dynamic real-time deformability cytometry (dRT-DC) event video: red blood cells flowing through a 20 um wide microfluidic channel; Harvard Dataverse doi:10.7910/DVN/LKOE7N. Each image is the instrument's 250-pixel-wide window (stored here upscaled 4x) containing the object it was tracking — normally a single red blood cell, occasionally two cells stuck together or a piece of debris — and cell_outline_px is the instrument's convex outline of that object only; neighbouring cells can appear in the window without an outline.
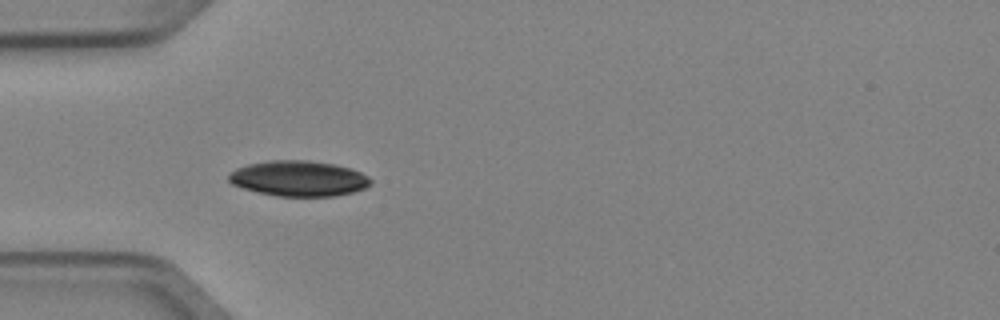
{"species": "Egyptian fruit bat (a non-hibernating species)", "species_latin": "Rousettus aegyptiacus", "temperature_condition": "cold", "stored_images_in_passage": 5, "camera_frame_rate_fps": 3000, "um_per_image_px": 0.085, "animal": {"sex": "female"}, "frame": {"image": 1, "passage_image": 4, "time_ms": 1.0, "image_size_px": [1000, 320], "cell_outline_px": [[372, 184], [364, 188], [352, 192], [336, 196], [276, 196], [256, 192], [232, 184], [228, 180], [228, 176], [236, 168], [248, 164], [268, 160], [308, 160], [336, 164], [352, 168], [368, 176], [372, 180]], "centroid_in_image_um": [25.41, 15.16], "position_along_channel_um": 59.6, "area_um2": 29.54}}
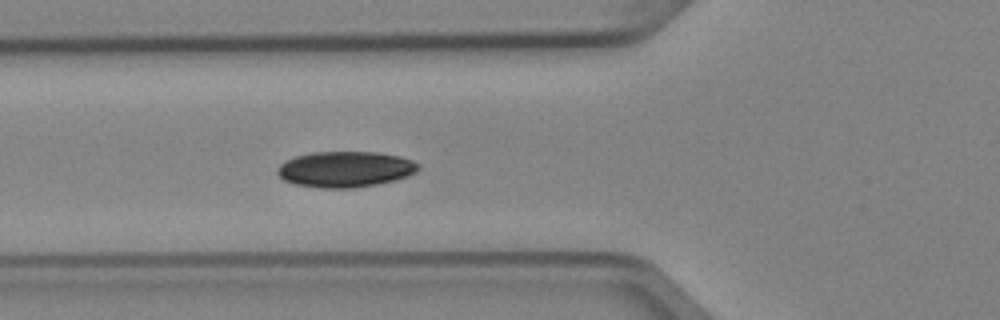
{"frame": {"image": 2, "passage_image": 5, "time_ms": 1.333, "image_size_px": [1000, 320], "cell_outline_px": [[420, 168], [416, 172], [408, 176], [396, 180], [356, 188], [320, 188], [296, 184], [284, 180], [276, 172], [280, 164], [284, 160], [296, 156], [312, 152], [376, 152], [400, 156], [412, 160], [420, 164]], "centroid_in_image_um": [29.37, 14.38], "position_along_channel_um": 96.4, "area_um2": 29.59}}